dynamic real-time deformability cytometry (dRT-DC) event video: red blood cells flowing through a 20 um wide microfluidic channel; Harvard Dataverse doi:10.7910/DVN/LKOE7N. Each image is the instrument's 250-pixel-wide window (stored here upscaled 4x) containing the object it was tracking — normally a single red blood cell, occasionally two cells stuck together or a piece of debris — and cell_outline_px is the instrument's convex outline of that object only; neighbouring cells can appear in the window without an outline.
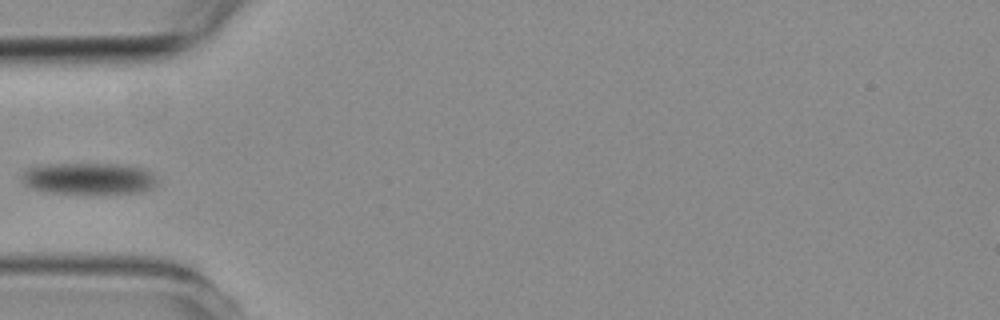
{"species": "common noctule bat (a hibernating species)", "species_latin": "Nyctalus noctula", "temperature_condition": "room temperature", "stored_images_in_passage": 9, "camera_frame_rate_fps": 3000, "um_per_image_px": 0.085, "animal": {"sex": "female", "body_mass_g": 19.3, "forearm_length_mm": 54.1}, "frame": {"image": 1, "passage_image": 7, "time_ms": 7.333, "image_size_px": [1000, 320], "cell_outline_px": [[156, 184], [152, 188], [140, 192], [48, 192], [32, 188], [24, 184], [20, 180], [20, 176], [24, 168], [40, 164], [128, 164], [148, 168], [156, 176]], "centroid_in_image_um": [7.53, 15.13], "position_along_channel_um": 77.5, "area_um2": 25.09}}
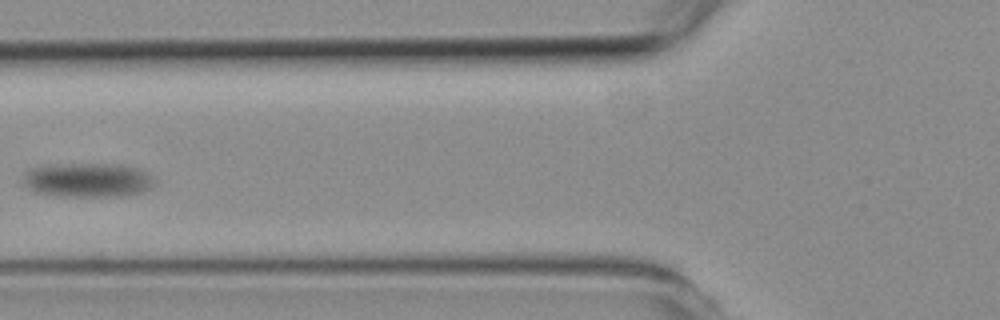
{"frame": {"image": 2, "passage_image": 8, "time_ms": 8.667, "image_size_px": [1000, 320], "cell_outline_px": [[156, 184], [152, 188], [140, 192], [120, 196], [60, 196], [36, 192], [28, 188], [24, 180], [24, 172], [32, 168], [44, 164], [120, 164], [140, 168], [152, 176], [156, 180]], "centroid_in_image_um": [7.49, 15.29], "position_along_channel_um": 118.3, "area_um2": 26.47}}
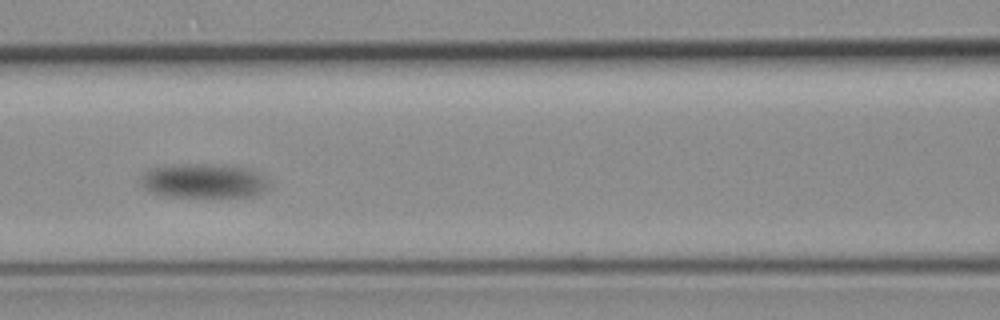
{"frame": {"image": 3, "passage_image": 9, "time_ms": 9.667, "image_size_px": [1000, 320], "cell_outline_px": [[272, 188], [252, 196], [168, 196], [152, 192], [144, 188], [140, 184], [140, 176], [148, 168], [164, 164], [224, 164], [256, 168], [268, 180]], "centroid_in_image_um": [17.36, 15.33], "position_along_channel_um": 149.2, "area_um2": 26.47}}